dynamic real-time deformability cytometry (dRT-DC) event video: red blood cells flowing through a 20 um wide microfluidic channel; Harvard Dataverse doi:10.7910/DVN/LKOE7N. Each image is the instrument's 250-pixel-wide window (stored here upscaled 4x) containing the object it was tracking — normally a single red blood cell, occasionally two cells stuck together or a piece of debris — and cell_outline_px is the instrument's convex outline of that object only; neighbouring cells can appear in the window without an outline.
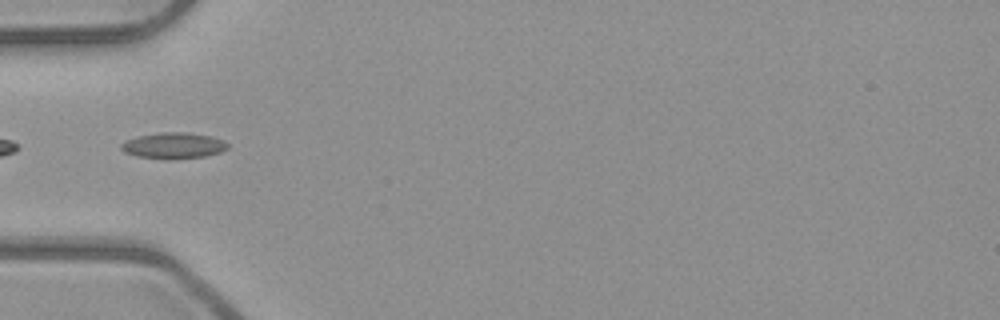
{"species": "common noctule bat (a hibernating species)", "species_latin": "Nyctalus noctula", "temperature_condition": "room temperature", "stored_images_in_passage": 4, "camera_frame_rate_fps": 3000, "um_per_image_px": 0.085, "animal": {"sex": "male", "body_mass_g": 23.1, "forearm_length_mm": 52.7}, "frame": {"image": 1, "passage_image": 3, "time_ms": 0.667, "image_size_px": [1000, 320], "cell_outline_px": [[228, 148], [220, 152], [204, 156], [168, 160], [136, 156], [124, 152], [120, 148], [120, 144], [128, 140], [140, 136], [160, 132], [184, 132], [212, 136], [228, 144]], "centroid_in_image_um": [14.73, 12.38], "position_along_channel_um": 70.3, "area_um2": 16.07}}
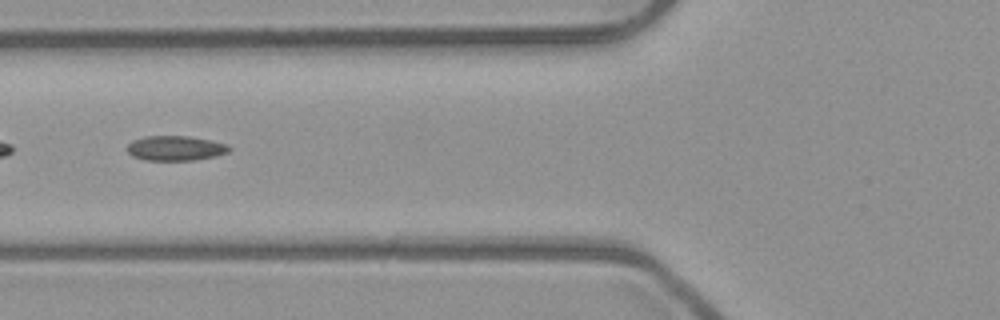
{"frame": {"image": 2, "passage_image": 4, "time_ms": 1.0, "image_size_px": [1000, 320], "cell_outline_px": [[232, 148], [228, 152], [216, 156], [196, 160], [144, 160], [132, 156], [128, 152], [128, 144], [132, 140], [144, 136], [188, 136], [228, 144]], "centroid_in_image_um": [14.91, 12.6], "position_along_channel_um": 110.9, "area_um2": 14.8}}